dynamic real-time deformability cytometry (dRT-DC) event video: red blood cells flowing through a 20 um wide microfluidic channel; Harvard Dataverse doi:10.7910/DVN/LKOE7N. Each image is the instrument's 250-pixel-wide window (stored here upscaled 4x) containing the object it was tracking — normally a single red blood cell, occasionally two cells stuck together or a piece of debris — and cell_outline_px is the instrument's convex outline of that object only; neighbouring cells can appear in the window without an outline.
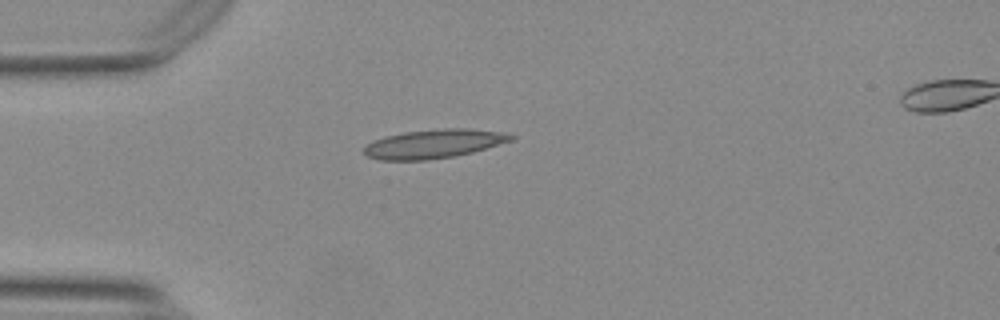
{"species": "Egyptian fruit bat (a non-hibernating species)", "species_latin": "Rousettus aegyptiacus", "temperature_condition": "warm", "stored_images_in_passage": 6, "camera_frame_rate_fps": 3000, "um_per_image_px": 0.085, "animal": {"sex": "female"}, "frame": {"image": 1, "passage_image": 1, "time_ms": 0.0, "image_size_px": [1000, 320], "cell_outline_px": [[516, 140], [472, 152], [456, 156], [424, 160], [380, 160], [368, 156], [360, 152], [372, 140], [384, 136], [404, 132], [444, 128], [472, 128], [508, 132], [516, 136]], "centroid_in_image_um": [36.94, 12.21], "position_along_channel_um": 48.1, "area_um2": 25.2}}
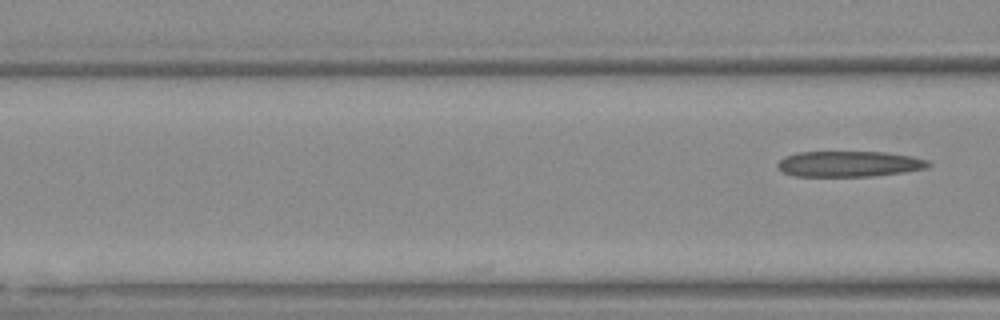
{"frame": {"image": 2, "passage_image": 6, "time_ms": 1.667, "image_size_px": [1000, 320], "cell_outline_px": [[932, 164], [924, 168], [900, 172], [872, 176], [796, 176], [784, 172], [776, 164], [784, 156], [800, 152], [884, 152], [912, 156], [928, 160]], "centroid_in_image_um": [72.16, 13.92], "position_along_channel_um": 94.4, "area_um2": 22.31}}